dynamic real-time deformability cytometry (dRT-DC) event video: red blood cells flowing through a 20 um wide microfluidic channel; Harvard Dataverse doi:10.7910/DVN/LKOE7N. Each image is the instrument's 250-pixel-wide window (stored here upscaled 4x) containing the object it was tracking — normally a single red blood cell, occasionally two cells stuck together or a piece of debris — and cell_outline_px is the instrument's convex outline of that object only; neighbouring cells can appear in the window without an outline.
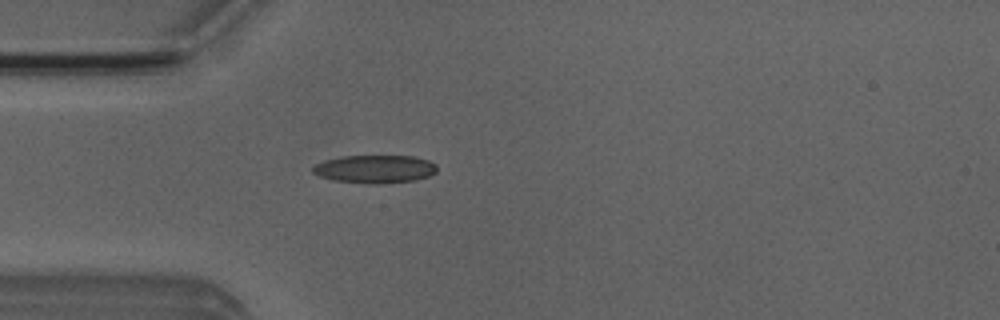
{"species": "Egyptian fruit bat (a non-hibernating species)", "species_latin": "Rousettus aegyptiacus", "temperature_condition": "room temperature", "stored_images_in_passage": 3, "camera_frame_rate_fps": 3000, "um_per_image_px": 0.085, "animal": {"sex": "male"}, "frame": {"image": 1, "passage_image": 3, "time_ms": 2.333, "image_size_px": [1000, 320], "cell_outline_px": [[436, 172], [428, 176], [416, 180], [380, 184], [372, 184], [332, 180], [320, 176], [312, 172], [312, 168], [316, 164], [324, 160], [340, 156], [412, 156], [428, 160], [436, 164]], "centroid_in_image_um": [31.86, 14.37], "position_along_channel_um": 53.1, "area_um2": 20.35}}